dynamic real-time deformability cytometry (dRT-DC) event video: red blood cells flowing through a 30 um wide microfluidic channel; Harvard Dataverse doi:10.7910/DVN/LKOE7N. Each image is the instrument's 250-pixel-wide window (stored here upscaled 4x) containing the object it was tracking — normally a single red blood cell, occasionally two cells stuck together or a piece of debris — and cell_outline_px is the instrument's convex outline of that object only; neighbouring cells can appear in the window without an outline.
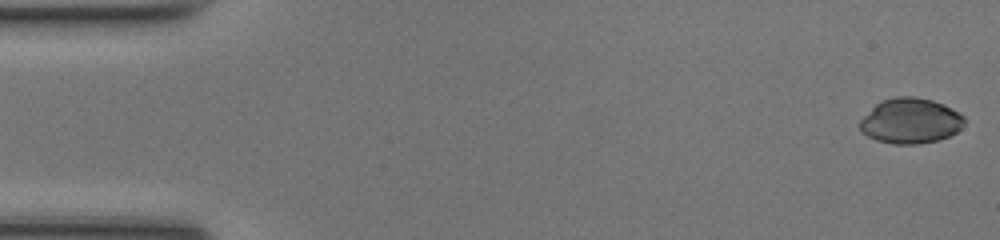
{"species": "common noctule bat (a hibernating species)", "species_latin": "Nyctalus noctula", "temperature_condition": "room temperature", "stored_images_in_passage": 49, "camera_frame_rate_fps": 3000, "um_per_image_px": 0.085, "animal": {"sex": "female", "body_mass_g": 17.0, "forearm_length_mm": 48.0}, "frame": {"image": 1, "passage_image": 1, "time_ms": 0.0, "image_size_px": [1000, 240], "cell_outline_px": [[964, 124], [956, 132], [940, 140], [916, 144], [892, 144], [876, 140], [860, 132], [860, 120], [880, 100], [896, 96], [916, 96], [932, 100], [944, 104], [964, 116]], "centroid_in_image_um": [77.38, 10.27], "position_along_channel_um": 7.6, "area_um2": 27.69}}
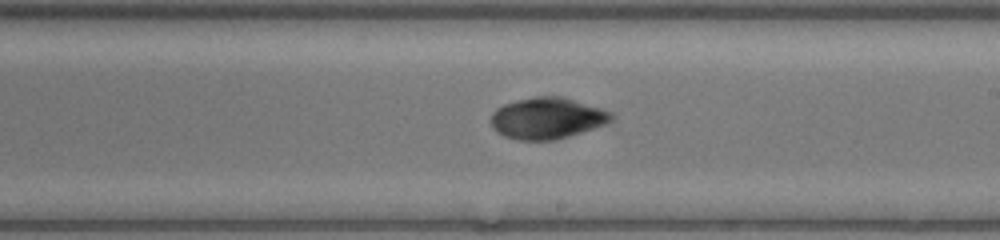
{"frame": {"image": 2, "passage_image": 28, "time_ms": 9.0, "image_size_px": [1000, 240], "cell_outline_px": [[616, 116], [612, 120], [604, 124], [556, 140], [516, 140], [504, 136], [496, 132], [492, 128], [492, 112], [496, 108], [504, 104], [536, 96], [560, 96], [600, 108], [612, 112]], "centroid_in_image_um": [46.49, 10.05], "position_along_channel_um": 242.5, "area_um2": 28.78}}
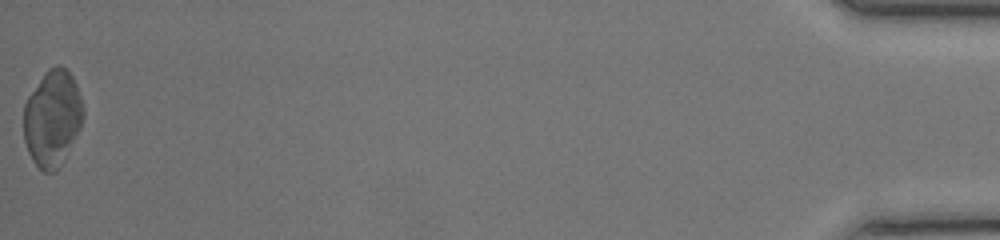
{"frame": {"image": 3, "passage_image": 49, "time_ms": 16.0, "image_size_px": [1000, 240], "cell_outline_px": [[84, 116], [80, 128], [56, 172], [44, 172], [32, 160], [28, 152], [24, 140], [24, 104], [28, 96], [44, 72], [48, 68], [56, 64], [60, 64], [68, 68], [76, 84], [84, 108]], "centroid_in_image_um": [4.45, 10.0], "position_along_channel_um": 430.7, "area_um2": 33.52}, "authors_computed_cell_mechanics": {"area_um2": 29.3046, "velocity_mm_per_s": 4.2285, "shape_relaxation_time_tau1_ms": null, "shape_relaxation_time_tau2_ms": 2.0035, "deformation_change_tau1": null, "deformation_change_tau2": 0.0483}}